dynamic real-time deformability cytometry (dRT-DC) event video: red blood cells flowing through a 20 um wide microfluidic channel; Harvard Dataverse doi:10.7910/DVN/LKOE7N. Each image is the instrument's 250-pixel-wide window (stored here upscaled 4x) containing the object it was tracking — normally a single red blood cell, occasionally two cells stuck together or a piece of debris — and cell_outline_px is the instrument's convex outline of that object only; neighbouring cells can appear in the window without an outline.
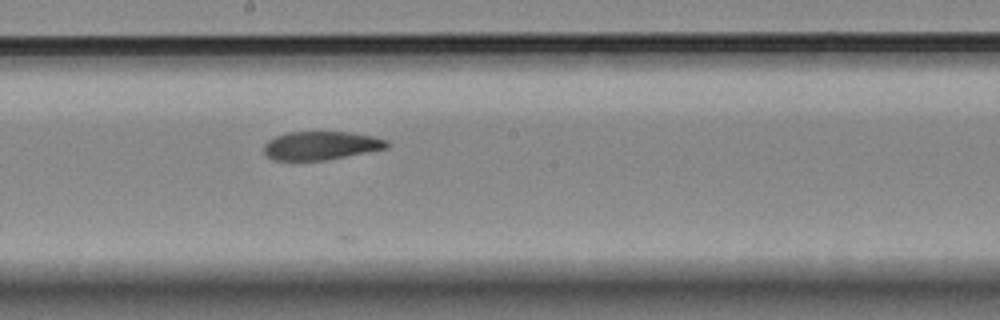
{"species": "Egyptian fruit bat (a non-hibernating species)", "species_latin": "Rousettus aegyptiacus", "temperature_condition": "room temperature", "stored_images_in_passage": 6, "camera_frame_rate_fps": 3000, "um_per_image_px": 0.085, "animal": {"sex": "female"}, "frame": {"image": 1, "passage_image": 6, "time_ms": 5.667, "image_size_px": [1000, 320], "cell_outline_px": [[392, 144], [388, 148], [324, 160], [272, 160], [264, 152], [264, 144], [268, 140], [276, 136], [288, 132], [348, 132], [376, 136], [388, 140]], "centroid_in_image_um": [27.32, 12.36], "position_along_channel_um": 220.9, "area_um2": 20.46}}